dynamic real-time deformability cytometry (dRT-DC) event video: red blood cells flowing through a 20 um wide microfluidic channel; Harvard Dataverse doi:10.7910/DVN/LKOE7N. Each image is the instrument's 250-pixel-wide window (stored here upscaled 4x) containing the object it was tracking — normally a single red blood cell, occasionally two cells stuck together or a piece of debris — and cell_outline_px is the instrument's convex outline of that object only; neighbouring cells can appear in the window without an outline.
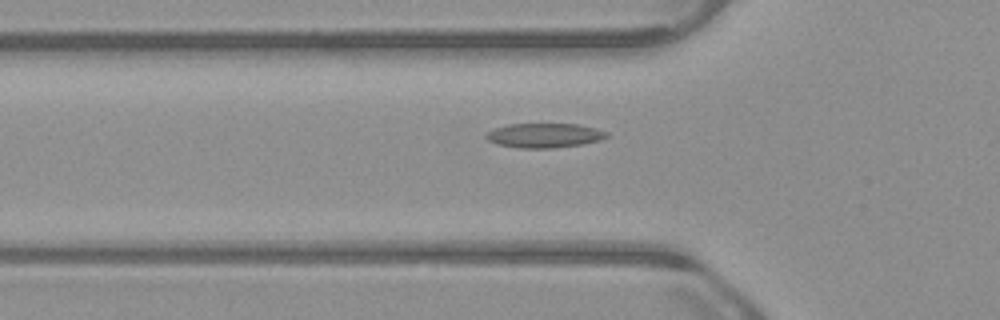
{"species": "common noctule bat (a hibernating species)", "species_latin": "Nyctalus noctula", "temperature_condition": "warm", "stored_images_in_passage": 38, "camera_frame_rate_fps": 3000, "um_per_image_px": 0.085, "animal": {"sex": "male", "body_mass_g": 23.1, "forearm_length_mm": 52.7}, "frame": {"image": 1, "passage_image": 6, "time_ms": 1.667, "image_size_px": [1000, 320], "cell_outline_px": [[608, 136], [600, 140], [584, 144], [552, 148], [520, 148], [496, 144], [488, 140], [484, 136], [488, 132], [496, 128], [508, 124], [580, 124], [596, 128], [608, 132]], "centroid_in_image_um": [46.29, 11.51], "position_along_channel_um": 79.5, "area_um2": 17.22}}
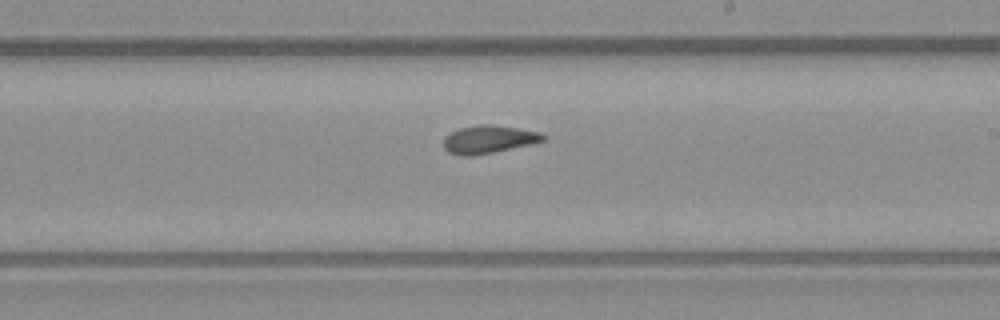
{"frame": {"image": 2, "passage_image": 19, "time_ms": 6.0, "image_size_px": [1000, 320], "cell_outline_px": [[548, 136], [544, 140], [532, 144], [472, 156], [460, 156], [448, 152], [444, 148], [444, 136], [460, 128], [480, 124], [488, 124], [516, 128], [540, 132]], "centroid_in_image_um": [41.53, 11.85], "position_along_channel_um": 247.5, "area_um2": 16.13}}
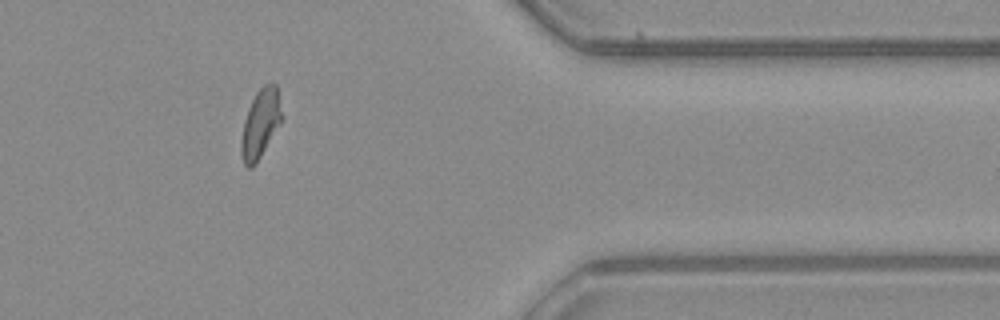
{"frame": {"image": 3, "passage_image": 32, "time_ms": 10.333, "image_size_px": [1000, 320], "cell_outline_px": [[280, 124], [256, 164], [252, 168], [248, 168], [244, 164], [240, 152], [240, 140], [244, 120], [248, 108], [256, 92], [264, 84], [276, 84], [280, 112]], "centroid_in_image_um": [22.08, 10.56], "position_along_channel_um": 389.3, "area_um2": 15.95}, "authors_computed_cell_mechanics": {"area_um2": 16.2129, "velocity_mm_per_s": 3.8572, "shape_relaxation_time_tau1_ms": null, "shape_relaxation_time_tau2_ms": 2.0896, "deformation_change_tau1": null, "deformation_change_tau2": 0.0763}}